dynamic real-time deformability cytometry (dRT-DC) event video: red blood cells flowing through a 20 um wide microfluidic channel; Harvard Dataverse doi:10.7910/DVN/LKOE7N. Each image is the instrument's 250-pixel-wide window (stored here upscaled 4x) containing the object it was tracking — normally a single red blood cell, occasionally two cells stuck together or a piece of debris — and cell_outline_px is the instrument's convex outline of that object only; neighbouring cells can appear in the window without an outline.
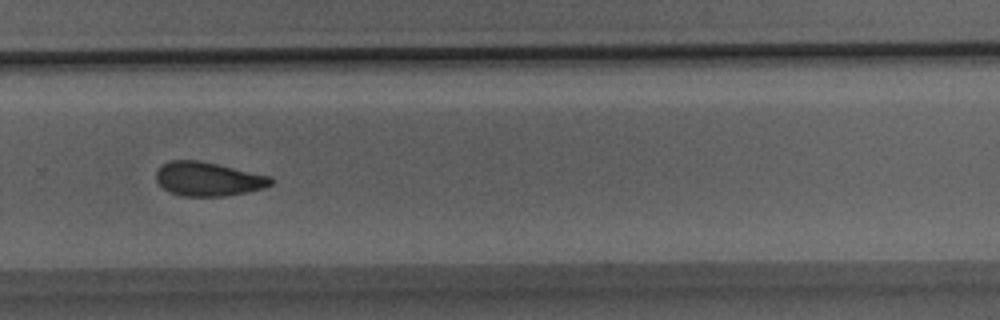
{"species": "Egyptian fruit bat (a non-hibernating species)", "species_latin": "Rousettus aegyptiacus", "temperature_condition": "room temperature", "stored_images_in_passage": 33, "camera_frame_rate_fps": 3000, "um_per_image_px": 0.085, "animal": {"sex": "male"}, "frame": {"image": 1, "passage_image": 23, "time_ms": 7.333, "image_size_px": [1000, 320], "cell_outline_px": [[272, 184], [264, 188], [248, 192], [224, 196], [180, 196], [168, 192], [156, 180], [156, 172], [164, 164], [172, 160], [200, 160], [268, 176], [272, 180]], "centroid_in_image_um": [17.67, 15.23], "position_along_channel_um": 312.1, "area_um2": 22.48}}
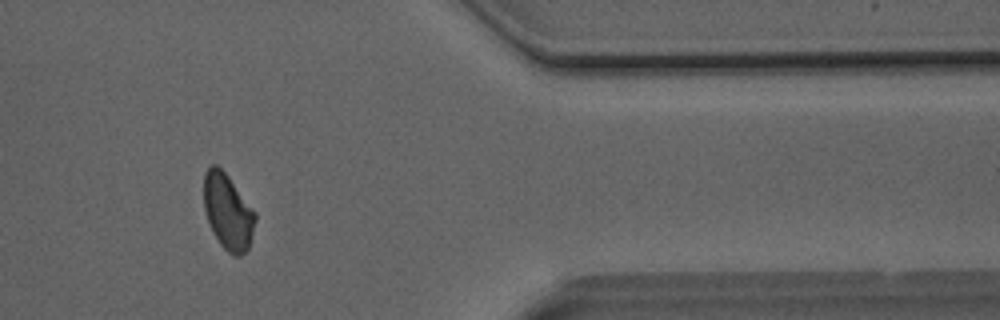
{"frame": {"image": 2, "passage_image": 28, "time_ms": 9.0, "image_size_px": [1000, 320], "cell_outline_px": [[256, 220], [248, 248], [240, 256], [232, 256], [220, 244], [208, 220], [204, 208], [204, 172], [212, 164], [216, 164], [228, 176], [256, 212]], "centroid_in_image_um": [19.38, 17.99], "position_along_channel_um": 392.0, "area_um2": 22.43}}
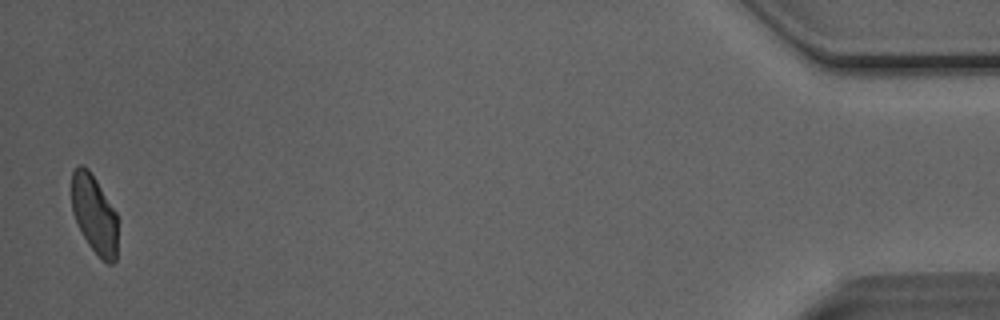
{"frame": {"image": 3, "passage_image": 33, "time_ms": 10.667, "image_size_px": [1000, 320], "cell_outline_px": [[116, 260], [112, 264], [108, 264], [88, 244], [72, 212], [72, 172], [80, 164], [88, 168], [96, 180], [116, 212]], "centroid_in_image_um": [8.01, 18.19], "position_along_channel_um": 427.2, "area_um2": 20.58}}